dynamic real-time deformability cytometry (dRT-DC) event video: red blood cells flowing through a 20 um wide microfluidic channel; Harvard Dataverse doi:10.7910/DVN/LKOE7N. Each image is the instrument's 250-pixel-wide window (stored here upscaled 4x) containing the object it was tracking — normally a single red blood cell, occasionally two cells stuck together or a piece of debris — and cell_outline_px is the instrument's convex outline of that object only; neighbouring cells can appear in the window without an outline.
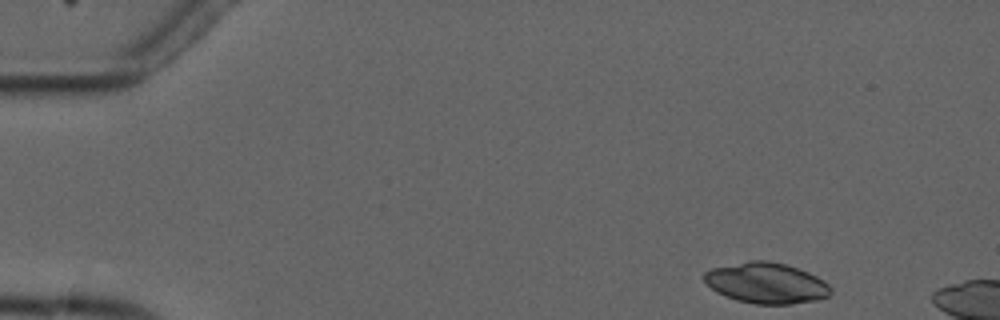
{"species": "common noctule bat (a hibernating species)", "species_latin": "Nyctalus noctula", "temperature_condition": "cold", "stored_images_in_passage": 3, "camera_frame_rate_fps": 3000, "um_per_image_px": 0.085, "animal": {"sex": "male", "forearm_length_mm": 52.5}, "frame": {"image": 1, "passage_image": 1, "time_ms": 0.0, "image_size_px": [1000, 320], "cell_outline_px": [[832, 292], [828, 296], [816, 300], [792, 304], [756, 304], [736, 300], [724, 296], [716, 292], [704, 280], [704, 272], [712, 268], [748, 260], [768, 260], [784, 264], [808, 272], [824, 280], [832, 288]], "centroid_in_image_um": [65.14, 24.06], "position_along_channel_um": 19.9, "area_um2": 30.11}}